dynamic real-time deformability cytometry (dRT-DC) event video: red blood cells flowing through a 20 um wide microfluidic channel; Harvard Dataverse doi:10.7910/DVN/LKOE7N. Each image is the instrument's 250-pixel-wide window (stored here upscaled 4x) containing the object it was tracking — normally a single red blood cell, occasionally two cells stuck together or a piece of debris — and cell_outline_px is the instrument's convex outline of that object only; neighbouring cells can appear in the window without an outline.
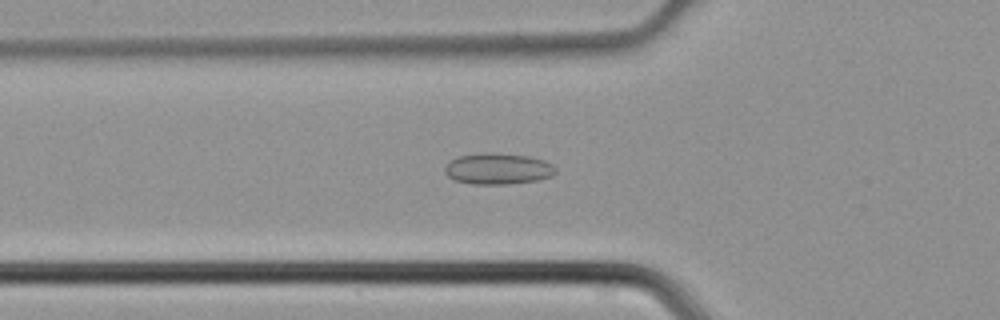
{"species": "common noctule bat (a hibernating species)", "species_latin": "Nyctalus noctula", "temperature_condition": "cold", "stored_images_in_passage": 32, "segment_of_instrument_passage": [1, 2], "camera_frame_rate_fps": 3000, "um_per_image_px": 0.085, "animal": {"sex": "male", "body_mass_g": 21.5, "forearm_length_mm": 52.0}, "frame": {"image": 1, "passage_image": 2, "time_ms": 0.333, "image_size_px": [1000, 320], "cell_outline_px": [[556, 172], [552, 176], [536, 180], [504, 184], [472, 184], [456, 180], [448, 176], [444, 172], [444, 168], [456, 156], [484, 152], [492, 152], [528, 156], [544, 160], [552, 164], [556, 168]], "centroid_in_image_um": [42.32, 14.33], "position_along_channel_um": 83.5, "area_um2": 20.11}}
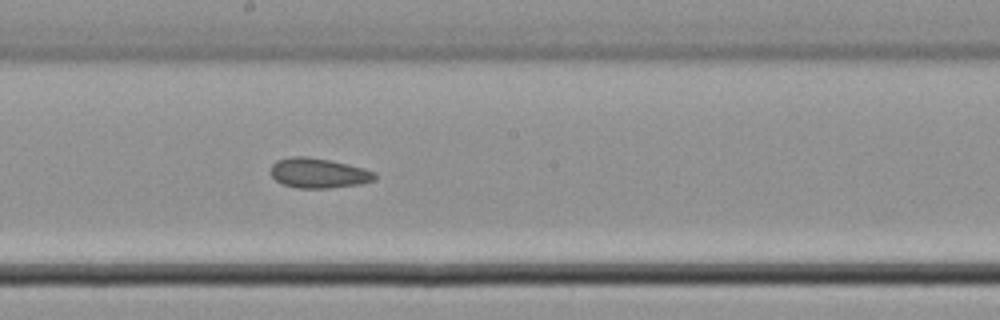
{"frame": {"image": 2, "passage_image": 11, "time_ms": 3.333, "image_size_px": [1000, 320], "cell_outline_px": [[376, 180], [360, 184], [328, 188], [296, 188], [284, 184], [276, 180], [272, 176], [272, 164], [276, 160], [292, 156], [308, 156], [348, 164], [364, 168], [376, 172]], "centroid_in_image_um": [27.1, 14.71], "position_along_channel_um": 221.1, "area_um2": 18.15}}
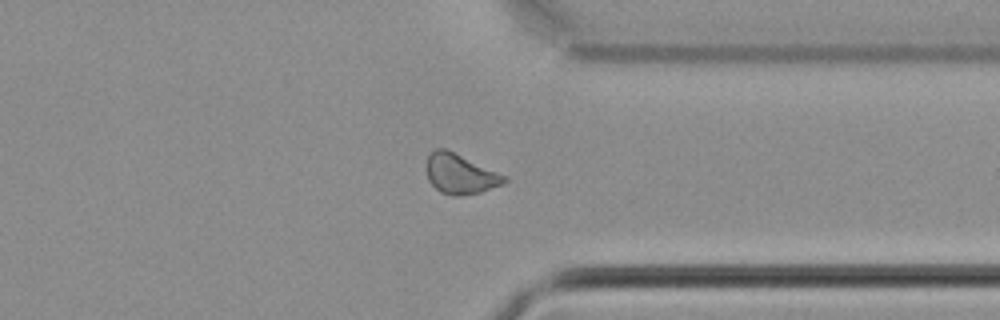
{"frame": {"image": 3, "passage_image": 21, "time_ms": 6.667, "image_size_px": [1000, 320], "cell_outline_px": [[508, 180], [504, 184], [480, 192], [460, 196], [452, 196], [440, 192], [428, 180], [428, 156], [436, 148], [444, 148], [496, 172], [504, 176]], "centroid_in_image_um": [39.11, 14.82], "position_along_channel_um": 372.3, "area_um2": 17.51}}